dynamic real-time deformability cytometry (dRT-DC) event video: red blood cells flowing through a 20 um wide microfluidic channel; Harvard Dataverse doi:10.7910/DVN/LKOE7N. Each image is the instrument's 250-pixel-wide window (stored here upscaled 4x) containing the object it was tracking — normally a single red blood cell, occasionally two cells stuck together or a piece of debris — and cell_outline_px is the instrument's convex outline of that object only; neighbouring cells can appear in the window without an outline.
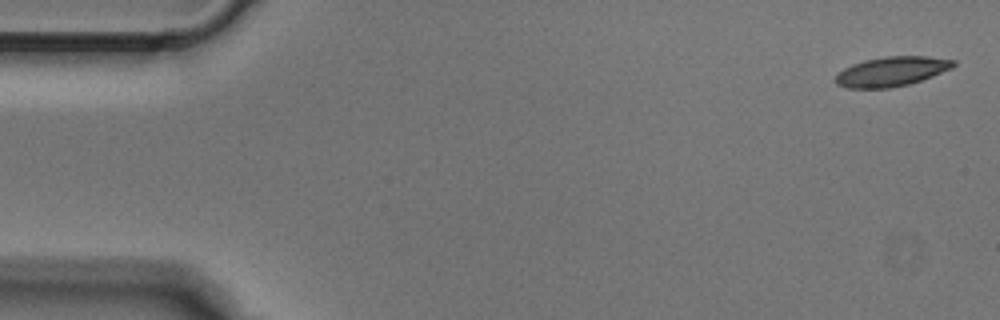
{"species": "Egyptian fruit bat (a non-hibernating species)", "species_latin": "Rousettus aegyptiacus", "temperature_condition": "cold", "stored_images_in_passage": 5, "camera_frame_rate_fps": 3000, "um_per_image_px": 0.085, "animal": {"sex": "male"}, "frame": {"image": 1, "passage_image": 1, "time_ms": 0.0, "image_size_px": [1000, 320], "cell_outline_px": [[956, 64], [952, 68], [932, 76], [908, 84], [888, 88], [848, 88], [836, 84], [836, 76], [844, 68], [852, 64], [864, 60], [884, 56], [928, 56], [956, 60]], "centroid_in_image_um": [75.8, 6.06], "position_along_channel_um": 9.2, "area_um2": 20.23}}
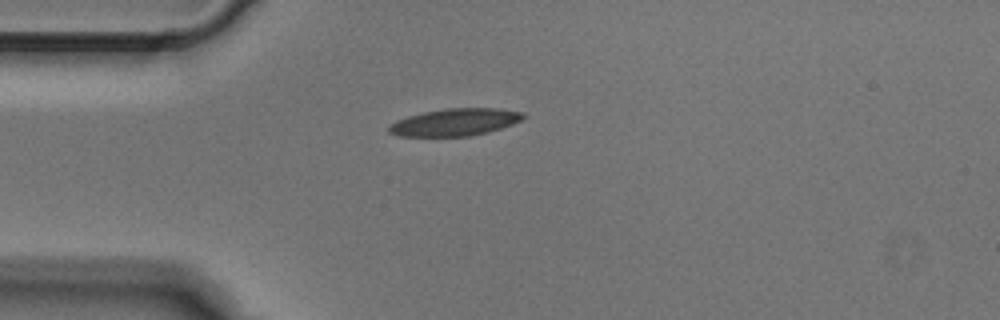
{"frame": {"image": 2, "passage_image": 4, "time_ms": 1.0, "image_size_px": [1000, 320], "cell_outline_px": [[528, 116], [512, 124], [488, 132], [468, 136], [400, 136], [388, 132], [388, 124], [396, 120], [408, 116], [424, 112], [448, 108], [500, 108], [524, 112]], "centroid_in_image_um": [38.68, 10.38], "position_along_channel_um": 46.3, "area_um2": 21.39}}